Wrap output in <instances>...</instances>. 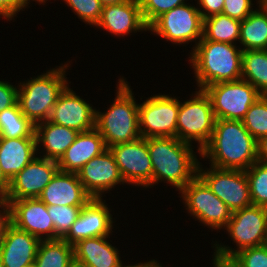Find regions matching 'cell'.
<instances>
[{
    "mask_svg": "<svg viewBox=\"0 0 267 267\" xmlns=\"http://www.w3.org/2000/svg\"><path fill=\"white\" fill-rule=\"evenodd\" d=\"M200 154L210 159L213 167L247 170L258 161L257 140L242 120L216 119L211 139Z\"/></svg>",
    "mask_w": 267,
    "mask_h": 267,
    "instance_id": "6da1fadb",
    "label": "cell"
},
{
    "mask_svg": "<svg viewBox=\"0 0 267 267\" xmlns=\"http://www.w3.org/2000/svg\"><path fill=\"white\" fill-rule=\"evenodd\" d=\"M191 144L176 137L147 138L153 167V185L167 181L180 191L198 175V162Z\"/></svg>",
    "mask_w": 267,
    "mask_h": 267,
    "instance_id": "7a4b0ae2",
    "label": "cell"
},
{
    "mask_svg": "<svg viewBox=\"0 0 267 267\" xmlns=\"http://www.w3.org/2000/svg\"><path fill=\"white\" fill-rule=\"evenodd\" d=\"M242 49L235 44L206 40L204 37L193 47L190 58L198 89L220 82L242 78Z\"/></svg>",
    "mask_w": 267,
    "mask_h": 267,
    "instance_id": "3957f363",
    "label": "cell"
},
{
    "mask_svg": "<svg viewBox=\"0 0 267 267\" xmlns=\"http://www.w3.org/2000/svg\"><path fill=\"white\" fill-rule=\"evenodd\" d=\"M117 95L107 112L96 111L95 128L103 137L107 148L120 143H127L141 137L139 128V104L128 82L119 79Z\"/></svg>",
    "mask_w": 267,
    "mask_h": 267,
    "instance_id": "277c9868",
    "label": "cell"
},
{
    "mask_svg": "<svg viewBox=\"0 0 267 267\" xmlns=\"http://www.w3.org/2000/svg\"><path fill=\"white\" fill-rule=\"evenodd\" d=\"M48 70L45 74L20 82L17 103L21 112L34 124L49 119L53 106L68 86L66 67Z\"/></svg>",
    "mask_w": 267,
    "mask_h": 267,
    "instance_id": "5b68a950",
    "label": "cell"
},
{
    "mask_svg": "<svg viewBox=\"0 0 267 267\" xmlns=\"http://www.w3.org/2000/svg\"><path fill=\"white\" fill-rule=\"evenodd\" d=\"M196 92L192 99L179 101L176 138L190 144L192 140L197 141L200 154L211 139L216 117L209 96L201 89Z\"/></svg>",
    "mask_w": 267,
    "mask_h": 267,
    "instance_id": "8992f818",
    "label": "cell"
},
{
    "mask_svg": "<svg viewBox=\"0 0 267 267\" xmlns=\"http://www.w3.org/2000/svg\"><path fill=\"white\" fill-rule=\"evenodd\" d=\"M238 246L234 250L227 246L214 244L215 251L226 256L267 244V208L251 205L232 212L231 219L224 228Z\"/></svg>",
    "mask_w": 267,
    "mask_h": 267,
    "instance_id": "52a82bcc",
    "label": "cell"
},
{
    "mask_svg": "<svg viewBox=\"0 0 267 267\" xmlns=\"http://www.w3.org/2000/svg\"><path fill=\"white\" fill-rule=\"evenodd\" d=\"M209 96L216 119L242 120L250 106L262 95L243 79L220 82L203 89Z\"/></svg>",
    "mask_w": 267,
    "mask_h": 267,
    "instance_id": "ba28073f",
    "label": "cell"
},
{
    "mask_svg": "<svg viewBox=\"0 0 267 267\" xmlns=\"http://www.w3.org/2000/svg\"><path fill=\"white\" fill-rule=\"evenodd\" d=\"M188 212L212 229L226 227L232 211L197 175L180 190Z\"/></svg>",
    "mask_w": 267,
    "mask_h": 267,
    "instance_id": "9c48e42d",
    "label": "cell"
},
{
    "mask_svg": "<svg viewBox=\"0 0 267 267\" xmlns=\"http://www.w3.org/2000/svg\"><path fill=\"white\" fill-rule=\"evenodd\" d=\"M200 167L199 164L198 176L232 212L253 205L245 170L211 166L206 171Z\"/></svg>",
    "mask_w": 267,
    "mask_h": 267,
    "instance_id": "30bf717a",
    "label": "cell"
},
{
    "mask_svg": "<svg viewBox=\"0 0 267 267\" xmlns=\"http://www.w3.org/2000/svg\"><path fill=\"white\" fill-rule=\"evenodd\" d=\"M179 100L155 95L139 104V128L143 138L176 137Z\"/></svg>",
    "mask_w": 267,
    "mask_h": 267,
    "instance_id": "8fae6325",
    "label": "cell"
},
{
    "mask_svg": "<svg viewBox=\"0 0 267 267\" xmlns=\"http://www.w3.org/2000/svg\"><path fill=\"white\" fill-rule=\"evenodd\" d=\"M148 30L175 44L200 41L203 37V18L198 7L183 4L159 16Z\"/></svg>",
    "mask_w": 267,
    "mask_h": 267,
    "instance_id": "7c38bea8",
    "label": "cell"
},
{
    "mask_svg": "<svg viewBox=\"0 0 267 267\" xmlns=\"http://www.w3.org/2000/svg\"><path fill=\"white\" fill-rule=\"evenodd\" d=\"M125 183L149 187L153 185V167L147 138L140 137L127 143L109 147Z\"/></svg>",
    "mask_w": 267,
    "mask_h": 267,
    "instance_id": "4fadbf2b",
    "label": "cell"
},
{
    "mask_svg": "<svg viewBox=\"0 0 267 267\" xmlns=\"http://www.w3.org/2000/svg\"><path fill=\"white\" fill-rule=\"evenodd\" d=\"M58 171L57 161L37 156L9 181L3 201L38 198Z\"/></svg>",
    "mask_w": 267,
    "mask_h": 267,
    "instance_id": "5bb4252c",
    "label": "cell"
},
{
    "mask_svg": "<svg viewBox=\"0 0 267 267\" xmlns=\"http://www.w3.org/2000/svg\"><path fill=\"white\" fill-rule=\"evenodd\" d=\"M10 213V223L40 240H54V224L47 206L38 198L2 201ZM45 234V238L43 237Z\"/></svg>",
    "mask_w": 267,
    "mask_h": 267,
    "instance_id": "9a60e30c",
    "label": "cell"
},
{
    "mask_svg": "<svg viewBox=\"0 0 267 267\" xmlns=\"http://www.w3.org/2000/svg\"><path fill=\"white\" fill-rule=\"evenodd\" d=\"M77 174L85 191L92 198H102L104 191L125 183L109 148L86 163Z\"/></svg>",
    "mask_w": 267,
    "mask_h": 267,
    "instance_id": "2e32d148",
    "label": "cell"
},
{
    "mask_svg": "<svg viewBox=\"0 0 267 267\" xmlns=\"http://www.w3.org/2000/svg\"><path fill=\"white\" fill-rule=\"evenodd\" d=\"M68 86L53 106L48 121L85 132L95 128L96 109Z\"/></svg>",
    "mask_w": 267,
    "mask_h": 267,
    "instance_id": "e0dca14e",
    "label": "cell"
},
{
    "mask_svg": "<svg viewBox=\"0 0 267 267\" xmlns=\"http://www.w3.org/2000/svg\"><path fill=\"white\" fill-rule=\"evenodd\" d=\"M104 203L102 198H92L82 207L76 221L63 240L74 245L82 239L109 236L112 231L113 218Z\"/></svg>",
    "mask_w": 267,
    "mask_h": 267,
    "instance_id": "ac0fdd59",
    "label": "cell"
},
{
    "mask_svg": "<svg viewBox=\"0 0 267 267\" xmlns=\"http://www.w3.org/2000/svg\"><path fill=\"white\" fill-rule=\"evenodd\" d=\"M41 240L9 223L0 246L3 267H27L35 262Z\"/></svg>",
    "mask_w": 267,
    "mask_h": 267,
    "instance_id": "d6986e66",
    "label": "cell"
},
{
    "mask_svg": "<svg viewBox=\"0 0 267 267\" xmlns=\"http://www.w3.org/2000/svg\"><path fill=\"white\" fill-rule=\"evenodd\" d=\"M46 206H85L92 197L77 173L58 171L38 197Z\"/></svg>",
    "mask_w": 267,
    "mask_h": 267,
    "instance_id": "ffe728a7",
    "label": "cell"
},
{
    "mask_svg": "<svg viewBox=\"0 0 267 267\" xmlns=\"http://www.w3.org/2000/svg\"><path fill=\"white\" fill-rule=\"evenodd\" d=\"M96 26L115 36H124L132 31L148 30L139 0H127L120 4L103 6L100 20Z\"/></svg>",
    "mask_w": 267,
    "mask_h": 267,
    "instance_id": "44dd1931",
    "label": "cell"
},
{
    "mask_svg": "<svg viewBox=\"0 0 267 267\" xmlns=\"http://www.w3.org/2000/svg\"><path fill=\"white\" fill-rule=\"evenodd\" d=\"M106 149L103 137L96 128L79 132L76 140L58 161L59 171L78 173L86 163Z\"/></svg>",
    "mask_w": 267,
    "mask_h": 267,
    "instance_id": "7402d4cb",
    "label": "cell"
},
{
    "mask_svg": "<svg viewBox=\"0 0 267 267\" xmlns=\"http://www.w3.org/2000/svg\"><path fill=\"white\" fill-rule=\"evenodd\" d=\"M106 238L108 236L90 237L74 244L75 267H124L117 248Z\"/></svg>",
    "mask_w": 267,
    "mask_h": 267,
    "instance_id": "603a6c76",
    "label": "cell"
},
{
    "mask_svg": "<svg viewBox=\"0 0 267 267\" xmlns=\"http://www.w3.org/2000/svg\"><path fill=\"white\" fill-rule=\"evenodd\" d=\"M36 138L0 137V168L10 181L37 156Z\"/></svg>",
    "mask_w": 267,
    "mask_h": 267,
    "instance_id": "cb8c5ba5",
    "label": "cell"
},
{
    "mask_svg": "<svg viewBox=\"0 0 267 267\" xmlns=\"http://www.w3.org/2000/svg\"><path fill=\"white\" fill-rule=\"evenodd\" d=\"M78 134L79 132L74 129L54 124L48 120L38 123L35 125L37 150H39V146L42 144L46 151L43 158L58 162L76 140Z\"/></svg>",
    "mask_w": 267,
    "mask_h": 267,
    "instance_id": "d4e9b609",
    "label": "cell"
},
{
    "mask_svg": "<svg viewBox=\"0 0 267 267\" xmlns=\"http://www.w3.org/2000/svg\"><path fill=\"white\" fill-rule=\"evenodd\" d=\"M260 9L254 10L241 21L239 42L243 51L267 49V10L257 1Z\"/></svg>",
    "mask_w": 267,
    "mask_h": 267,
    "instance_id": "484cf974",
    "label": "cell"
},
{
    "mask_svg": "<svg viewBox=\"0 0 267 267\" xmlns=\"http://www.w3.org/2000/svg\"><path fill=\"white\" fill-rule=\"evenodd\" d=\"M35 267H75L74 247L63 239L41 240Z\"/></svg>",
    "mask_w": 267,
    "mask_h": 267,
    "instance_id": "4316f807",
    "label": "cell"
},
{
    "mask_svg": "<svg viewBox=\"0 0 267 267\" xmlns=\"http://www.w3.org/2000/svg\"><path fill=\"white\" fill-rule=\"evenodd\" d=\"M267 95V49L242 51V78Z\"/></svg>",
    "mask_w": 267,
    "mask_h": 267,
    "instance_id": "83f0119b",
    "label": "cell"
},
{
    "mask_svg": "<svg viewBox=\"0 0 267 267\" xmlns=\"http://www.w3.org/2000/svg\"><path fill=\"white\" fill-rule=\"evenodd\" d=\"M241 21L224 14L203 19V37L206 40L234 44L240 38Z\"/></svg>",
    "mask_w": 267,
    "mask_h": 267,
    "instance_id": "f1b7e54d",
    "label": "cell"
},
{
    "mask_svg": "<svg viewBox=\"0 0 267 267\" xmlns=\"http://www.w3.org/2000/svg\"><path fill=\"white\" fill-rule=\"evenodd\" d=\"M0 137L36 138L35 125L21 112L18 103L0 112Z\"/></svg>",
    "mask_w": 267,
    "mask_h": 267,
    "instance_id": "f546056e",
    "label": "cell"
},
{
    "mask_svg": "<svg viewBox=\"0 0 267 267\" xmlns=\"http://www.w3.org/2000/svg\"><path fill=\"white\" fill-rule=\"evenodd\" d=\"M242 122L257 141L267 136V95H261L250 106Z\"/></svg>",
    "mask_w": 267,
    "mask_h": 267,
    "instance_id": "4dcf8cb0",
    "label": "cell"
},
{
    "mask_svg": "<svg viewBox=\"0 0 267 267\" xmlns=\"http://www.w3.org/2000/svg\"><path fill=\"white\" fill-rule=\"evenodd\" d=\"M245 172L252 204L267 208V163L257 161Z\"/></svg>",
    "mask_w": 267,
    "mask_h": 267,
    "instance_id": "1f68e13d",
    "label": "cell"
},
{
    "mask_svg": "<svg viewBox=\"0 0 267 267\" xmlns=\"http://www.w3.org/2000/svg\"><path fill=\"white\" fill-rule=\"evenodd\" d=\"M84 206H47V212L54 224V240L63 239L76 221Z\"/></svg>",
    "mask_w": 267,
    "mask_h": 267,
    "instance_id": "d6a6232c",
    "label": "cell"
},
{
    "mask_svg": "<svg viewBox=\"0 0 267 267\" xmlns=\"http://www.w3.org/2000/svg\"><path fill=\"white\" fill-rule=\"evenodd\" d=\"M142 16L149 27L159 16L181 6L185 0H139Z\"/></svg>",
    "mask_w": 267,
    "mask_h": 267,
    "instance_id": "836d02e7",
    "label": "cell"
},
{
    "mask_svg": "<svg viewBox=\"0 0 267 267\" xmlns=\"http://www.w3.org/2000/svg\"><path fill=\"white\" fill-rule=\"evenodd\" d=\"M74 13L78 15L83 22L89 25H97L102 13V5L99 0H64Z\"/></svg>",
    "mask_w": 267,
    "mask_h": 267,
    "instance_id": "e575fe53",
    "label": "cell"
},
{
    "mask_svg": "<svg viewBox=\"0 0 267 267\" xmlns=\"http://www.w3.org/2000/svg\"><path fill=\"white\" fill-rule=\"evenodd\" d=\"M234 257L243 267H267V244L241 250Z\"/></svg>",
    "mask_w": 267,
    "mask_h": 267,
    "instance_id": "d590c367",
    "label": "cell"
},
{
    "mask_svg": "<svg viewBox=\"0 0 267 267\" xmlns=\"http://www.w3.org/2000/svg\"><path fill=\"white\" fill-rule=\"evenodd\" d=\"M251 2L252 0H225L222 14L242 21L254 11Z\"/></svg>",
    "mask_w": 267,
    "mask_h": 267,
    "instance_id": "8d00e7d4",
    "label": "cell"
},
{
    "mask_svg": "<svg viewBox=\"0 0 267 267\" xmlns=\"http://www.w3.org/2000/svg\"><path fill=\"white\" fill-rule=\"evenodd\" d=\"M18 88L6 81H0V112L17 104Z\"/></svg>",
    "mask_w": 267,
    "mask_h": 267,
    "instance_id": "74e56055",
    "label": "cell"
},
{
    "mask_svg": "<svg viewBox=\"0 0 267 267\" xmlns=\"http://www.w3.org/2000/svg\"><path fill=\"white\" fill-rule=\"evenodd\" d=\"M30 0H0V15L11 20L22 8L25 9Z\"/></svg>",
    "mask_w": 267,
    "mask_h": 267,
    "instance_id": "f35d334b",
    "label": "cell"
},
{
    "mask_svg": "<svg viewBox=\"0 0 267 267\" xmlns=\"http://www.w3.org/2000/svg\"><path fill=\"white\" fill-rule=\"evenodd\" d=\"M198 2L203 9V11H201V8L199 9L201 17L206 19L210 16L221 14L225 0H198Z\"/></svg>",
    "mask_w": 267,
    "mask_h": 267,
    "instance_id": "ab89813d",
    "label": "cell"
},
{
    "mask_svg": "<svg viewBox=\"0 0 267 267\" xmlns=\"http://www.w3.org/2000/svg\"><path fill=\"white\" fill-rule=\"evenodd\" d=\"M214 267H243L234 256H226L214 252Z\"/></svg>",
    "mask_w": 267,
    "mask_h": 267,
    "instance_id": "60d3db41",
    "label": "cell"
},
{
    "mask_svg": "<svg viewBox=\"0 0 267 267\" xmlns=\"http://www.w3.org/2000/svg\"><path fill=\"white\" fill-rule=\"evenodd\" d=\"M0 208L3 210H0V246L3 240L4 231L7 227V225L10 223V213L7 208V206L0 201ZM4 213V214H3Z\"/></svg>",
    "mask_w": 267,
    "mask_h": 267,
    "instance_id": "b9f144b4",
    "label": "cell"
},
{
    "mask_svg": "<svg viewBox=\"0 0 267 267\" xmlns=\"http://www.w3.org/2000/svg\"><path fill=\"white\" fill-rule=\"evenodd\" d=\"M257 157L258 161L267 163V136L257 141Z\"/></svg>",
    "mask_w": 267,
    "mask_h": 267,
    "instance_id": "7bdbcfd3",
    "label": "cell"
},
{
    "mask_svg": "<svg viewBox=\"0 0 267 267\" xmlns=\"http://www.w3.org/2000/svg\"><path fill=\"white\" fill-rule=\"evenodd\" d=\"M8 189L9 180L5 177L0 168V201H3L6 198Z\"/></svg>",
    "mask_w": 267,
    "mask_h": 267,
    "instance_id": "ee69618b",
    "label": "cell"
},
{
    "mask_svg": "<svg viewBox=\"0 0 267 267\" xmlns=\"http://www.w3.org/2000/svg\"><path fill=\"white\" fill-rule=\"evenodd\" d=\"M135 267H162L161 265H159V263H157V261L155 260H151L149 262L146 263H137L135 264Z\"/></svg>",
    "mask_w": 267,
    "mask_h": 267,
    "instance_id": "f6af8a7d",
    "label": "cell"
},
{
    "mask_svg": "<svg viewBox=\"0 0 267 267\" xmlns=\"http://www.w3.org/2000/svg\"><path fill=\"white\" fill-rule=\"evenodd\" d=\"M125 1H127V0H99L100 4L102 6L120 4V3L125 2Z\"/></svg>",
    "mask_w": 267,
    "mask_h": 267,
    "instance_id": "bcb514c9",
    "label": "cell"
},
{
    "mask_svg": "<svg viewBox=\"0 0 267 267\" xmlns=\"http://www.w3.org/2000/svg\"><path fill=\"white\" fill-rule=\"evenodd\" d=\"M260 3L267 10V0H260Z\"/></svg>",
    "mask_w": 267,
    "mask_h": 267,
    "instance_id": "7dc6e473",
    "label": "cell"
},
{
    "mask_svg": "<svg viewBox=\"0 0 267 267\" xmlns=\"http://www.w3.org/2000/svg\"><path fill=\"white\" fill-rule=\"evenodd\" d=\"M33 1H34V0H33ZM35 1H37V2H39V3L42 4L43 2L45 3L47 0H35Z\"/></svg>",
    "mask_w": 267,
    "mask_h": 267,
    "instance_id": "c3c4849f",
    "label": "cell"
},
{
    "mask_svg": "<svg viewBox=\"0 0 267 267\" xmlns=\"http://www.w3.org/2000/svg\"><path fill=\"white\" fill-rule=\"evenodd\" d=\"M0 267H3L2 266V259H1V253H0Z\"/></svg>",
    "mask_w": 267,
    "mask_h": 267,
    "instance_id": "681fc988",
    "label": "cell"
},
{
    "mask_svg": "<svg viewBox=\"0 0 267 267\" xmlns=\"http://www.w3.org/2000/svg\"><path fill=\"white\" fill-rule=\"evenodd\" d=\"M124 267H135V265H125Z\"/></svg>",
    "mask_w": 267,
    "mask_h": 267,
    "instance_id": "f907efd6",
    "label": "cell"
}]
</instances>
